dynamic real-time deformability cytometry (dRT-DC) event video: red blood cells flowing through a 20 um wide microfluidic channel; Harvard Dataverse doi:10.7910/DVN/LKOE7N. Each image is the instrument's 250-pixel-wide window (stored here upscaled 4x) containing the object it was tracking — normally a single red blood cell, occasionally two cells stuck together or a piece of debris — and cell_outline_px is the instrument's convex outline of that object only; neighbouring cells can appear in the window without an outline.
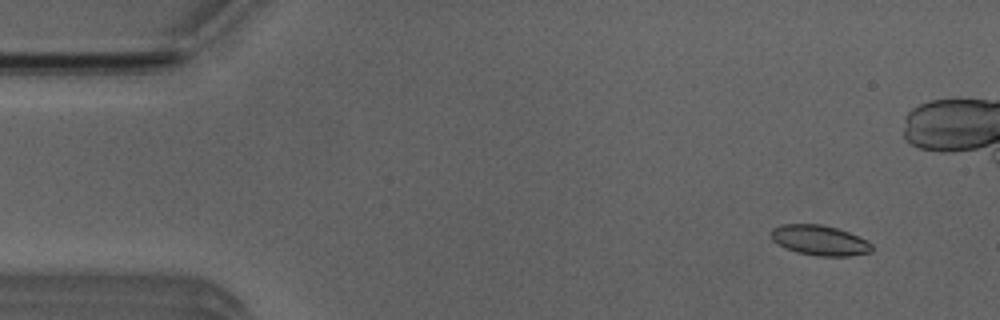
{"species": "Egyptian fruit bat (a non-hibernating species)", "species_latin": "Rousettus aegyptiacus", "temperature_condition": "room temperature", "stored_images_in_passage": 48, "camera_frame_rate_fps": 3000, "um_per_image_px": 0.085, "animal": {"sex": "male"}, "frame": {"image": 1, "passage_image": 5, "time_ms": 1.333, "image_size_px": [1000, 320], "cell_outline_px": [[872, 252], [848, 256], [816, 256], [796, 252], [784, 248], [772, 240], [768, 232], [772, 228], [780, 224], [820, 224], [836, 228], [848, 232], [868, 240], [872, 244]], "centroid_in_image_um": [69.63, 20.42], "position_along_channel_um": 15.4, "area_um2": 17.98}}
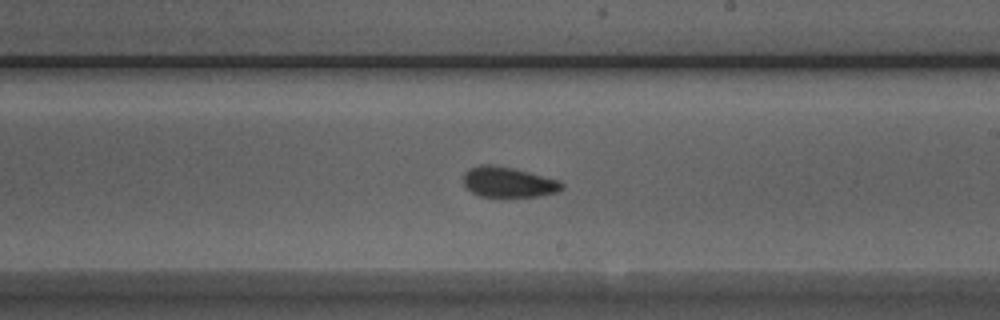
{"frame": {"image": 2, "passage_image": 30, "time_ms": 9.667, "image_size_px": [1000, 320], "cell_outline_px": [[564, 188], [560, 192], [540, 196], [504, 200], [480, 196], [472, 192], [464, 184], [464, 172], [468, 168], [480, 164], [488, 164], [512, 168], [560, 180], [564, 184]], "centroid_in_image_um": [43.24, 15.54], "position_along_channel_um": 245.8, "area_um2": 18.26}}
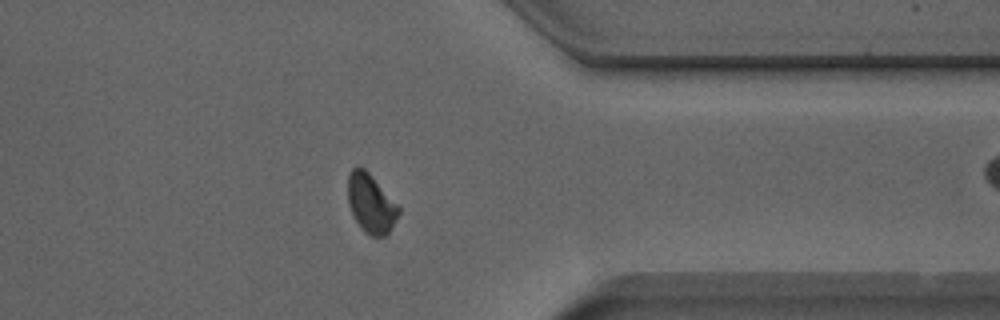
{"frame": {"image": 3, "passage_image": 41, "time_ms": 13.333, "image_size_px": [1000, 320], "cell_outline_px": [[400, 212], [388, 232], [384, 236], [372, 236], [364, 232], [352, 216], [348, 204], [348, 176], [352, 168], [360, 164], [372, 176], [400, 208]], "centroid_in_image_um": [31.49, 17.28], "position_along_channel_um": 379.9, "area_um2": 17.34}}